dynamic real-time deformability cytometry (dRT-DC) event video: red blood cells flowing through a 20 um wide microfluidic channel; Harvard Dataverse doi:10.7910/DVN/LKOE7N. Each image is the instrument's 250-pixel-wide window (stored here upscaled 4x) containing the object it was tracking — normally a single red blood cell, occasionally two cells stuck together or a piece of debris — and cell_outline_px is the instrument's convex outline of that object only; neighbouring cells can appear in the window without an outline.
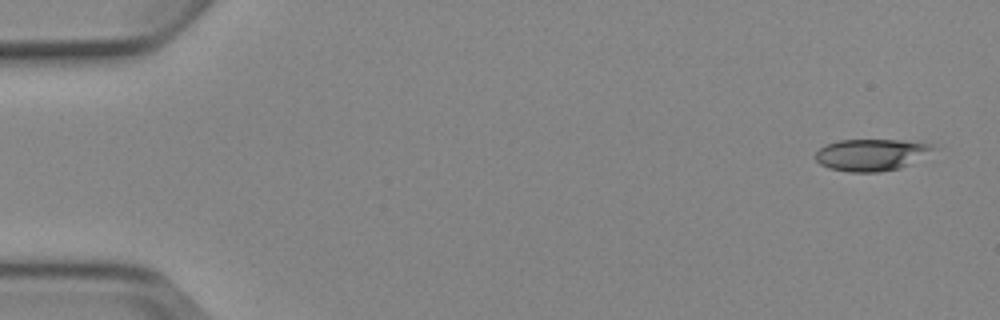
{"species": "Egyptian fruit bat (a non-hibernating species)", "species_latin": "Rousettus aegyptiacus", "temperature_condition": "cold", "stored_images_in_passage": 8, "camera_frame_rate_fps": 3000, "um_per_image_px": 0.085, "animal": {"sex": "female"}, "frame": {"image": 1, "passage_image": 1, "time_ms": 0.0, "image_size_px": [1000, 320], "cell_outline_px": [[940, 148], [900, 168], [880, 172], [848, 172], [828, 168], [820, 164], [816, 160], [816, 152], [820, 148], [828, 144], [840, 140], [900, 140], [932, 144]], "centroid_in_image_um": [74.08, 13.16], "position_along_channel_um": 10.9, "area_um2": 21.79}}
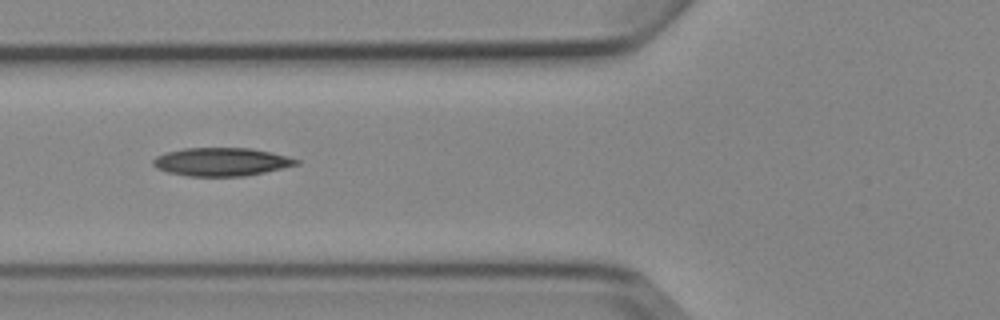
{"frame": {"image": 2, "passage_image": 6, "time_ms": 6.0, "image_size_px": [1000, 320], "cell_outline_px": [[300, 164], [264, 172], [244, 176], [188, 176], [168, 172], [156, 168], [152, 164], [152, 160], [156, 156], [164, 152], [184, 148], [252, 148], [272, 152], [288, 156], [300, 160]], "centroid_in_image_um": [18.81, 13.75], "position_along_channel_um": 107.0, "area_um2": 23.7}}
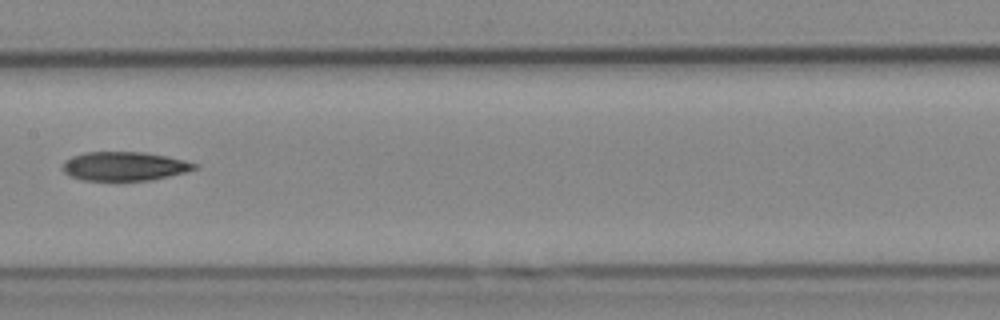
{"frame": {"image": 3, "passage_image": 8, "time_ms": 8.333, "image_size_px": [1000, 320], "cell_outline_px": [[200, 164], [196, 168], [184, 172], [152, 180], [80, 180], [68, 176], [64, 172], [64, 160], [72, 156], [84, 152], [144, 152], [168, 156]], "centroid_in_image_um": [10.56, 14.12], "position_along_channel_um": 196.8, "area_um2": 22.25}}